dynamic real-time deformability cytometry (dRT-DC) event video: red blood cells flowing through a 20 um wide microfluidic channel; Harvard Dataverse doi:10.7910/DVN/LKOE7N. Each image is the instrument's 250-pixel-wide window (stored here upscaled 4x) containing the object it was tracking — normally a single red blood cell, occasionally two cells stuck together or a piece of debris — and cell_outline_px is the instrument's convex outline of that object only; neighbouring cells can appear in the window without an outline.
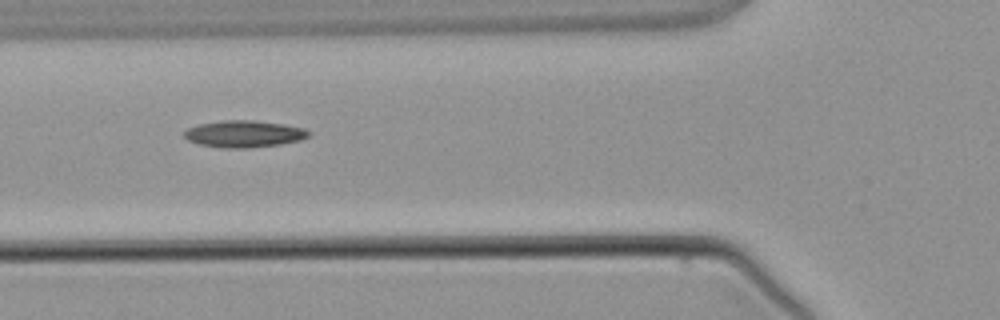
{"species": "common noctule bat (a hibernating species)", "species_latin": "Nyctalus noctula", "temperature_condition": "warm", "stored_images_in_passage": 2, "camera_frame_rate_fps": 3000, "um_per_image_px": 0.085, "animal": {"sex": "male", "body_mass_g": 21.5, "forearm_length_mm": 52.0}, "frame": {"image": 1, "passage_image": 2, "time_ms": 1.333, "image_size_px": [1000, 320], "cell_outline_px": [[308, 136], [300, 140], [280, 144], [248, 148], [224, 148], [200, 144], [188, 140], [184, 136], [184, 132], [188, 128], [200, 124], [224, 120], [252, 120], [284, 124], [304, 128], [308, 132]], "centroid_in_image_um": [20.73, 11.38], "position_along_channel_um": 105.1, "area_um2": 19.25}}